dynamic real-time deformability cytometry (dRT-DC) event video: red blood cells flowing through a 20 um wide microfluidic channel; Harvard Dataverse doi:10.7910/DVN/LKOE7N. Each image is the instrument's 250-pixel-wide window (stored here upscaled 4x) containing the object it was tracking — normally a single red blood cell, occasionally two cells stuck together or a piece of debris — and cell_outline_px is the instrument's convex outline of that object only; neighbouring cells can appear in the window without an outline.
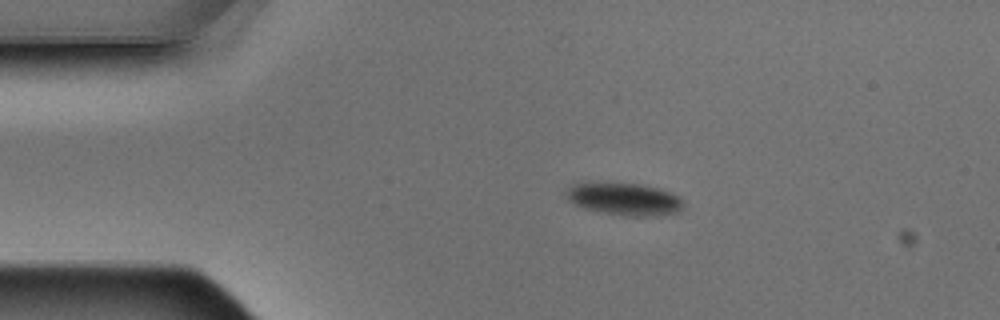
{"species": "Egyptian fruit bat (a non-hibernating species)", "species_latin": "Rousettus aegyptiacus", "temperature_condition": "warm", "stored_images_in_passage": 12, "camera_frame_rate_fps": 3000, "um_per_image_px": 0.085, "animal": {"sex": "male"}, "frame": {"image": 1, "passage_image": 2, "time_ms": 0.333, "image_size_px": [1000, 320], "cell_outline_px": [[684, 208], [680, 212], [660, 216], [620, 216], [600, 212], [584, 208], [568, 200], [564, 196], [564, 192], [572, 184], [640, 184], [660, 188], [680, 196], [684, 200]], "centroid_in_image_um": [53.15, 16.95], "position_along_channel_um": 31.9, "area_um2": 22.31}}
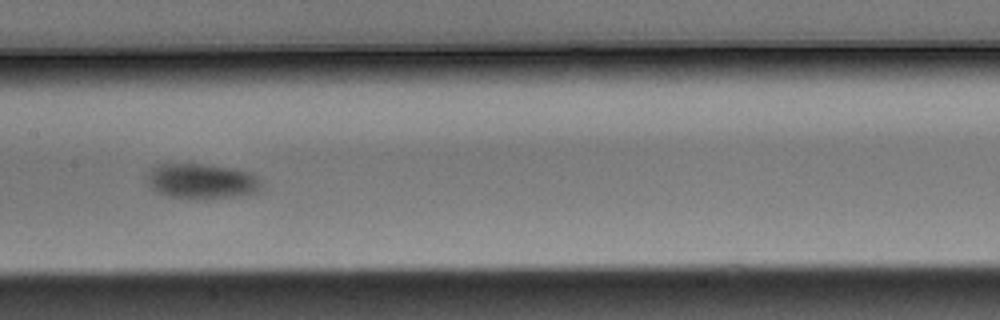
{"frame": {"image": 2, "passage_image": 6, "time_ms": 1.667, "image_size_px": [1000, 320], "cell_outline_px": [[264, 188], [248, 196], [200, 200], [196, 200], [164, 196], [156, 192], [148, 184], [148, 172], [152, 168], [160, 164], [188, 160], [236, 168], [252, 172], [260, 176], [264, 184]], "centroid_in_image_um": [17.22, 15.38], "position_along_channel_um": 190.2, "area_um2": 25.43}}
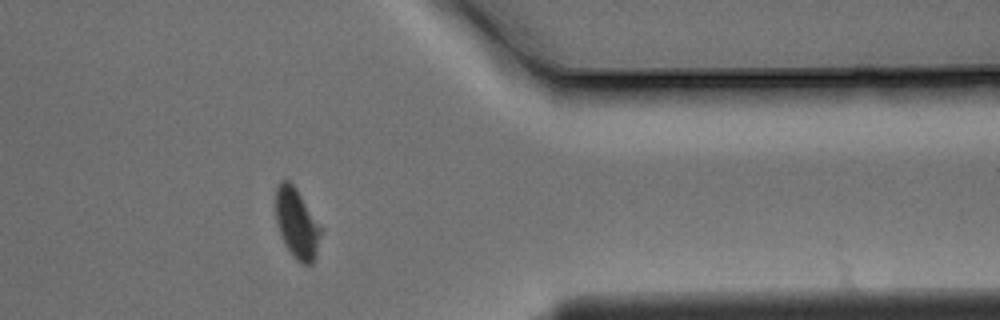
{"frame": {"image": 3, "passage_image": 11, "time_ms": 3.333, "image_size_px": [1000, 320], "cell_outline_px": [[324, 228], [316, 256], [312, 264], [304, 264], [296, 260], [284, 244], [276, 220], [276, 188], [280, 180], [288, 180], [296, 188]], "centroid_in_image_um": [25.27, 19.0], "position_along_channel_um": 386.1, "area_um2": 18.73}}